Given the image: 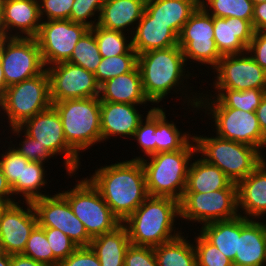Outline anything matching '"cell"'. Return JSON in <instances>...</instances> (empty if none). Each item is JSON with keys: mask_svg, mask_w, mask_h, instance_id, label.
I'll return each mask as SVG.
<instances>
[{"mask_svg": "<svg viewBox=\"0 0 266 266\" xmlns=\"http://www.w3.org/2000/svg\"><path fill=\"white\" fill-rule=\"evenodd\" d=\"M38 2L39 14L42 21L46 19L47 21L69 20L74 0H38Z\"/></svg>", "mask_w": 266, "mask_h": 266, "instance_id": "f6af8a7d", "label": "cell"}, {"mask_svg": "<svg viewBox=\"0 0 266 266\" xmlns=\"http://www.w3.org/2000/svg\"><path fill=\"white\" fill-rule=\"evenodd\" d=\"M124 266H158L152 247L130 244L124 259Z\"/></svg>", "mask_w": 266, "mask_h": 266, "instance_id": "7dc6e473", "label": "cell"}, {"mask_svg": "<svg viewBox=\"0 0 266 266\" xmlns=\"http://www.w3.org/2000/svg\"><path fill=\"white\" fill-rule=\"evenodd\" d=\"M52 106L60 115L67 144L79 156L97 142L101 143L99 97L54 102Z\"/></svg>", "mask_w": 266, "mask_h": 266, "instance_id": "8992f818", "label": "cell"}, {"mask_svg": "<svg viewBox=\"0 0 266 266\" xmlns=\"http://www.w3.org/2000/svg\"><path fill=\"white\" fill-rule=\"evenodd\" d=\"M9 130L19 138L20 134L22 136V132H25L39 141L54 156L63 154L65 162L63 165L68 176H74L80 167V156L67 144L60 115L53 106L27 119L20 126L10 127Z\"/></svg>", "mask_w": 266, "mask_h": 266, "instance_id": "9c48e42d", "label": "cell"}, {"mask_svg": "<svg viewBox=\"0 0 266 266\" xmlns=\"http://www.w3.org/2000/svg\"><path fill=\"white\" fill-rule=\"evenodd\" d=\"M11 197H13L11 186L8 184L0 166V199L9 201L11 204L15 203L16 200Z\"/></svg>", "mask_w": 266, "mask_h": 266, "instance_id": "816d5d0a", "label": "cell"}, {"mask_svg": "<svg viewBox=\"0 0 266 266\" xmlns=\"http://www.w3.org/2000/svg\"><path fill=\"white\" fill-rule=\"evenodd\" d=\"M40 227L59 229L69 236L78 247H89L92 238L88 235L84 224L78 219L67 199L58 192L32 202Z\"/></svg>", "mask_w": 266, "mask_h": 266, "instance_id": "2e32d148", "label": "cell"}, {"mask_svg": "<svg viewBox=\"0 0 266 266\" xmlns=\"http://www.w3.org/2000/svg\"><path fill=\"white\" fill-rule=\"evenodd\" d=\"M52 106L50 99L49 76L46 69L39 75L10 85L0 98V111L9 127L20 126Z\"/></svg>", "mask_w": 266, "mask_h": 266, "instance_id": "52a82bcc", "label": "cell"}, {"mask_svg": "<svg viewBox=\"0 0 266 266\" xmlns=\"http://www.w3.org/2000/svg\"><path fill=\"white\" fill-rule=\"evenodd\" d=\"M212 72L214 89H266V71L248 52L222 56Z\"/></svg>", "mask_w": 266, "mask_h": 266, "instance_id": "e0dca14e", "label": "cell"}, {"mask_svg": "<svg viewBox=\"0 0 266 266\" xmlns=\"http://www.w3.org/2000/svg\"><path fill=\"white\" fill-rule=\"evenodd\" d=\"M184 236L153 247L158 266H197L193 243Z\"/></svg>", "mask_w": 266, "mask_h": 266, "instance_id": "d6a6232c", "label": "cell"}, {"mask_svg": "<svg viewBox=\"0 0 266 266\" xmlns=\"http://www.w3.org/2000/svg\"><path fill=\"white\" fill-rule=\"evenodd\" d=\"M186 65L182 49L178 45L166 49H153L138 54L137 66L141 74L142 87L150 103L159 104L160 101L166 99L171 90L177 93L180 89L179 92L182 93L180 100L185 94L183 98L185 100L184 104L187 99L188 106L191 105V107L193 106L192 108L199 110L200 93L191 92L189 97H187V89L189 87L186 88L183 84L184 80L191 76L188 71L185 74ZM184 88H186V91H183ZM176 89L178 90L176 91ZM193 93L195 94L193 95Z\"/></svg>", "mask_w": 266, "mask_h": 266, "instance_id": "7a4b0ae2", "label": "cell"}, {"mask_svg": "<svg viewBox=\"0 0 266 266\" xmlns=\"http://www.w3.org/2000/svg\"><path fill=\"white\" fill-rule=\"evenodd\" d=\"M99 100L133 105L150 103L143 91L138 66L126 74L118 75L102 83Z\"/></svg>", "mask_w": 266, "mask_h": 266, "instance_id": "484cf974", "label": "cell"}, {"mask_svg": "<svg viewBox=\"0 0 266 266\" xmlns=\"http://www.w3.org/2000/svg\"><path fill=\"white\" fill-rule=\"evenodd\" d=\"M161 107H155V154L181 150L193 136L181 132L173 121L168 122Z\"/></svg>", "mask_w": 266, "mask_h": 266, "instance_id": "1f68e13d", "label": "cell"}, {"mask_svg": "<svg viewBox=\"0 0 266 266\" xmlns=\"http://www.w3.org/2000/svg\"><path fill=\"white\" fill-rule=\"evenodd\" d=\"M58 266H101L98 257L90 247H78Z\"/></svg>", "mask_w": 266, "mask_h": 266, "instance_id": "c3c4849f", "label": "cell"}, {"mask_svg": "<svg viewBox=\"0 0 266 266\" xmlns=\"http://www.w3.org/2000/svg\"><path fill=\"white\" fill-rule=\"evenodd\" d=\"M89 29L71 20L42 21L35 38L45 67L67 62L75 45Z\"/></svg>", "mask_w": 266, "mask_h": 266, "instance_id": "7c38bea8", "label": "cell"}, {"mask_svg": "<svg viewBox=\"0 0 266 266\" xmlns=\"http://www.w3.org/2000/svg\"><path fill=\"white\" fill-rule=\"evenodd\" d=\"M138 54L132 48L127 54L102 58L94 73L99 85L132 71L137 66Z\"/></svg>", "mask_w": 266, "mask_h": 266, "instance_id": "74e56055", "label": "cell"}, {"mask_svg": "<svg viewBox=\"0 0 266 266\" xmlns=\"http://www.w3.org/2000/svg\"><path fill=\"white\" fill-rule=\"evenodd\" d=\"M190 163L184 193H210L221 189H237L227 175L201 157Z\"/></svg>", "mask_w": 266, "mask_h": 266, "instance_id": "4316f807", "label": "cell"}, {"mask_svg": "<svg viewBox=\"0 0 266 266\" xmlns=\"http://www.w3.org/2000/svg\"><path fill=\"white\" fill-rule=\"evenodd\" d=\"M203 108L205 114L214 118L217 136L250 145L263 152L261 150L266 147V138L260 129L256 112L229 107H198L201 111Z\"/></svg>", "mask_w": 266, "mask_h": 266, "instance_id": "4fadbf2b", "label": "cell"}, {"mask_svg": "<svg viewBox=\"0 0 266 266\" xmlns=\"http://www.w3.org/2000/svg\"><path fill=\"white\" fill-rule=\"evenodd\" d=\"M180 218L201 223L202 226L216 221L237 217V189H221L210 193H183L179 201Z\"/></svg>", "mask_w": 266, "mask_h": 266, "instance_id": "8fae6325", "label": "cell"}, {"mask_svg": "<svg viewBox=\"0 0 266 266\" xmlns=\"http://www.w3.org/2000/svg\"><path fill=\"white\" fill-rule=\"evenodd\" d=\"M23 137L25 139H23L21 143L19 142L18 147L15 148L13 144L12 146L29 161L46 163L54 157V155L45 146H42L39 141L28 136L26 133H24Z\"/></svg>", "mask_w": 266, "mask_h": 266, "instance_id": "bcb514c9", "label": "cell"}, {"mask_svg": "<svg viewBox=\"0 0 266 266\" xmlns=\"http://www.w3.org/2000/svg\"><path fill=\"white\" fill-rule=\"evenodd\" d=\"M45 231L53 256L60 262L71 255L78 246L59 229L41 227Z\"/></svg>", "mask_w": 266, "mask_h": 266, "instance_id": "ee69618b", "label": "cell"}, {"mask_svg": "<svg viewBox=\"0 0 266 266\" xmlns=\"http://www.w3.org/2000/svg\"><path fill=\"white\" fill-rule=\"evenodd\" d=\"M41 22L38 0H3L1 2V35L35 38L38 35Z\"/></svg>", "mask_w": 266, "mask_h": 266, "instance_id": "d6986e66", "label": "cell"}, {"mask_svg": "<svg viewBox=\"0 0 266 266\" xmlns=\"http://www.w3.org/2000/svg\"><path fill=\"white\" fill-rule=\"evenodd\" d=\"M194 155H197L196 144L192 138L181 150L159 152L140 160L145 171L148 195L180 201Z\"/></svg>", "mask_w": 266, "mask_h": 266, "instance_id": "277c9868", "label": "cell"}, {"mask_svg": "<svg viewBox=\"0 0 266 266\" xmlns=\"http://www.w3.org/2000/svg\"><path fill=\"white\" fill-rule=\"evenodd\" d=\"M99 191L112 213L123 223L149 196L140 160L102 166L86 177Z\"/></svg>", "mask_w": 266, "mask_h": 266, "instance_id": "6da1fadb", "label": "cell"}, {"mask_svg": "<svg viewBox=\"0 0 266 266\" xmlns=\"http://www.w3.org/2000/svg\"><path fill=\"white\" fill-rule=\"evenodd\" d=\"M105 1L106 0H74L69 20L74 23L86 25L90 29L93 28L98 23L101 8ZM92 17H95L94 21ZM88 18L91 20L88 21Z\"/></svg>", "mask_w": 266, "mask_h": 266, "instance_id": "b9f144b4", "label": "cell"}, {"mask_svg": "<svg viewBox=\"0 0 266 266\" xmlns=\"http://www.w3.org/2000/svg\"><path fill=\"white\" fill-rule=\"evenodd\" d=\"M73 189L61 192L75 216L84 224L88 235L95 238L113 231L121 222L112 213L99 191L84 178Z\"/></svg>", "mask_w": 266, "mask_h": 266, "instance_id": "ba28073f", "label": "cell"}, {"mask_svg": "<svg viewBox=\"0 0 266 266\" xmlns=\"http://www.w3.org/2000/svg\"><path fill=\"white\" fill-rule=\"evenodd\" d=\"M137 54L178 45V35L166 23L153 21L145 11L130 37Z\"/></svg>", "mask_w": 266, "mask_h": 266, "instance_id": "d4e9b609", "label": "cell"}, {"mask_svg": "<svg viewBox=\"0 0 266 266\" xmlns=\"http://www.w3.org/2000/svg\"><path fill=\"white\" fill-rule=\"evenodd\" d=\"M44 164L43 162L32 161L28 164H23L22 181H16L11 186L13 195L19 194V196L24 197L25 201L23 200L22 204L48 196V194L42 193L43 191L40 192L41 188H44L48 183V179H45V172L47 171Z\"/></svg>", "mask_w": 266, "mask_h": 266, "instance_id": "836d02e7", "label": "cell"}, {"mask_svg": "<svg viewBox=\"0 0 266 266\" xmlns=\"http://www.w3.org/2000/svg\"><path fill=\"white\" fill-rule=\"evenodd\" d=\"M7 87L8 86L6 85L3 68H2L1 63H0V98L4 95Z\"/></svg>", "mask_w": 266, "mask_h": 266, "instance_id": "11a10c76", "label": "cell"}, {"mask_svg": "<svg viewBox=\"0 0 266 266\" xmlns=\"http://www.w3.org/2000/svg\"><path fill=\"white\" fill-rule=\"evenodd\" d=\"M178 218L179 201L170 197L148 196L123 224L131 244L153 248L182 234V231H176V227L174 230Z\"/></svg>", "mask_w": 266, "mask_h": 266, "instance_id": "3957f363", "label": "cell"}, {"mask_svg": "<svg viewBox=\"0 0 266 266\" xmlns=\"http://www.w3.org/2000/svg\"><path fill=\"white\" fill-rule=\"evenodd\" d=\"M247 52L266 71V31H255Z\"/></svg>", "mask_w": 266, "mask_h": 266, "instance_id": "681fc988", "label": "cell"}, {"mask_svg": "<svg viewBox=\"0 0 266 266\" xmlns=\"http://www.w3.org/2000/svg\"><path fill=\"white\" fill-rule=\"evenodd\" d=\"M11 203L9 201L6 200H2L0 199V221H1V217L3 212L6 210V208L10 205Z\"/></svg>", "mask_w": 266, "mask_h": 266, "instance_id": "6f0895ef", "label": "cell"}, {"mask_svg": "<svg viewBox=\"0 0 266 266\" xmlns=\"http://www.w3.org/2000/svg\"><path fill=\"white\" fill-rule=\"evenodd\" d=\"M130 244L128 230L121 223L113 231L92 238L89 247L98 257L101 266H124Z\"/></svg>", "mask_w": 266, "mask_h": 266, "instance_id": "f1b7e54d", "label": "cell"}, {"mask_svg": "<svg viewBox=\"0 0 266 266\" xmlns=\"http://www.w3.org/2000/svg\"><path fill=\"white\" fill-rule=\"evenodd\" d=\"M145 3L146 0H106L101 8L97 25L124 33L130 29L128 32L132 35L135 30L134 25H137L142 18Z\"/></svg>", "mask_w": 266, "mask_h": 266, "instance_id": "cb8c5ba5", "label": "cell"}, {"mask_svg": "<svg viewBox=\"0 0 266 266\" xmlns=\"http://www.w3.org/2000/svg\"><path fill=\"white\" fill-rule=\"evenodd\" d=\"M11 255L0 250V266H10Z\"/></svg>", "mask_w": 266, "mask_h": 266, "instance_id": "9f6ffc18", "label": "cell"}, {"mask_svg": "<svg viewBox=\"0 0 266 266\" xmlns=\"http://www.w3.org/2000/svg\"><path fill=\"white\" fill-rule=\"evenodd\" d=\"M137 106L126 103L100 101L102 142L113 136L132 138L144 117ZM137 109V110H136ZM130 136V137H129Z\"/></svg>", "mask_w": 266, "mask_h": 266, "instance_id": "ffe728a7", "label": "cell"}, {"mask_svg": "<svg viewBox=\"0 0 266 266\" xmlns=\"http://www.w3.org/2000/svg\"><path fill=\"white\" fill-rule=\"evenodd\" d=\"M200 5L213 17H237L252 23L254 15L252 0H200Z\"/></svg>", "mask_w": 266, "mask_h": 266, "instance_id": "e575fe53", "label": "cell"}, {"mask_svg": "<svg viewBox=\"0 0 266 266\" xmlns=\"http://www.w3.org/2000/svg\"><path fill=\"white\" fill-rule=\"evenodd\" d=\"M260 221V222H259ZM233 266L266 265V223L240 216V237Z\"/></svg>", "mask_w": 266, "mask_h": 266, "instance_id": "44dd1931", "label": "cell"}, {"mask_svg": "<svg viewBox=\"0 0 266 266\" xmlns=\"http://www.w3.org/2000/svg\"><path fill=\"white\" fill-rule=\"evenodd\" d=\"M146 112H148L147 115L140 122L132 137V140L134 139L139 143L137 145L144 152V156H138L131 160H142L145 156L149 157L155 154V107L151 106L150 110Z\"/></svg>", "mask_w": 266, "mask_h": 266, "instance_id": "60d3db41", "label": "cell"}, {"mask_svg": "<svg viewBox=\"0 0 266 266\" xmlns=\"http://www.w3.org/2000/svg\"><path fill=\"white\" fill-rule=\"evenodd\" d=\"M90 30L95 35L102 58L127 54L133 48L132 40L129 41L124 32L108 30L97 24Z\"/></svg>", "mask_w": 266, "mask_h": 266, "instance_id": "d590c367", "label": "cell"}, {"mask_svg": "<svg viewBox=\"0 0 266 266\" xmlns=\"http://www.w3.org/2000/svg\"><path fill=\"white\" fill-rule=\"evenodd\" d=\"M102 60L94 33L89 29L77 42L70 59L71 64L95 73Z\"/></svg>", "mask_w": 266, "mask_h": 266, "instance_id": "8d00e7d4", "label": "cell"}, {"mask_svg": "<svg viewBox=\"0 0 266 266\" xmlns=\"http://www.w3.org/2000/svg\"><path fill=\"white\" fill-rule=\"evenodd\" d=\"M256 115L263 136L266 138V95L262 99L260 105L257 107Z\"/></svg>", "mask_w": 266, "mask_h": 266, "instance_id": "db71d44e", "label": "cell"}, {"mask_svg": "<svg viewBox=\"0 0 266 266\" xmlns=\"http://www.w3.org/2000/svg\"><path fill=\"white\" fill-rule=\"evenodd\" d=\"M252 26L255 31H266V1L254 4Z\"/></svg>", "mask_w": 266, "mask_h": 266, "instance_id": "f907efd6", "label": "cell"}, {"mask_svg": "<svg viewBox=\"0 0 266 266\" xmlns=\"http://www.w3.org/2000/svg\"><path fill=\"white\" fill-rule=\"evenodd\" d=\"M51 103L99 97L100 85L94 73L83 67L61 62L46 67Z\"/></svg>", "mask_w": 266, "mask_h": 266, "instance_id": "9a60e30c", "label": "cell"}, {"mask_svg": "<svg viewBox=\"0 0 266 266\" xmlns=\"http://www.w3.org/2000/svg\"><path fill=\"white\" fill-rule=\"evenodd\" d=\"M10 146L4 154H0V166L8 184L12 186L16 181H22L23 164L30 161Z\"/></svg>", "mask_w": 266, "mask_h": 266, "instance_id": "7bdbcfd3", "label": "cell"}, {"mask_svg": "<svg viewBox=\"0 0 266 266\" xmlns=\"http://www.w3.org/2000/svg\"><path fill=\"white\" fill-rule=\"evenodd\" d=\"M200 0H146L145 12L153 21L166 23L179 36Z\"/></svg>", "mask_w": 266, "mask_h": 266, "instance_id": "83f0119b", "label": "cell"}, {"mask_svg": "<svg viewBox=\"0 0 266 266\" xmlns=\"http://www.w3.org/2000/svg\"><path fill=\"white\" fill-rule=\"evenodd\" d=\"M10 266H47L23 254L11 255Z\"/></svg>", "mask_w": 266, "mask_h": 266, "instance_id": "f5cc1de1", "label": "cell"}, {"mask_svg": "<svg viewBox=\"0 0 266 266\" xmlns=\"http://www.w3.org/2000/svg\"><path fill=\"white\" fill-rule=\"evenodd\" d=\"M10 204L0 221V250L9 254H22L31 232L38 225V218L32 202ZM24 207V209H23Z\"/></svg>", "mask_w": 266, "mask_h": 266, "instance_id": "ac0fdd59", "label": "cell"}, {"mask_svg": "<svg viewBox=\"0 0 266 266\" xmlns=\"http://www.w3.org/2000/svg\"><path fill=\"white\" fill-rule=\"evenodd\" d=\"M238 212L247 219L266 215V158L246 178L237 184Z\"/></svg>", "mask_w": 266, "mask_h": 266, "instance_id": "603a6c76", "label": "cell"}, {"mask_svg": "<svg viewBox=\"0 0 266 266\" xmlns=\"http://www.w3.org/2000/svg\"><path fill=\"white\" fill-rule=\"evenodd\" d=\"M197 235L193 242L197 266H233L232 261L200 232Z\"/></svg>", "mask_w": 266, "mask_h": 266, "instance_id": "ab89813d", "label": "cell"}, {"mask_svg": "<svg viewBox=\"0 0 266 266\" xmlns=\"http://www.w3.org/2000/svg\"><path fill=\"white\" fill-rule=\"evenodd\" d=\"M266 0H252V2L254 4H258V3H261V2H265Z\"/></svg>", "mask_w": 266, "mask_h": 266, "instance_id": "91938a15", "label": "cell"}, {"mask_svg": "<svg viewBox=\"0 0 266 266\" xmlns=\"http://www.w3.org/2000/svg\"><path fill=\"white\" fill-rule=\"evenodd\" d=\"M213 16L201 5L192 13L178 36L186 64L189 59L210 65L213 70L222 58L214 40Z\"/></svg>", "mask_w": 266, "mask_h": 266, "instance_id": "30bf717a", "label": "cell"}, {"mask_svg": "<svg viewBox=\"0 0 266 266\" xmlns=\"http://www.w3.org/2000/svg\"><path fill=\"white\" fill-rule=\"evenodd\" d=\"M6 85L41 74L45 69L36 38L6 37L1 57Z\"/></svg>", "mask_w": 266, "mask_h": 266, "instance_id": "5bb4252c", "label": "cell"}, {"mask_svg": "<svg viewBox=\"0 0 266 266\" xmlns=\"http://www.w3.org/2000/svg\"><path fill=\"white\" fill-rule=\"evenodd\" d=\"M214 40L221 56L241 54L253 38L252 23L237 17H213Z\"/></svg>", "mask_w": 266, "mask_h": 266, "instance_id": "7402d4cb", "label": "cell"}, {"mask_svg": "<svg viewBox=\"0 0 266 266\" xmlns=\"http://www.w3.org/2000/svg\"><path fill=\"white\" fill-rule=\"evenodd\" d=\"M215 92L214 96L211 93L210 96L201 93L198 107H229L247 112H256L257 107L266 95V89H247L244 91L215 89Z\"/></svg>", "mask_w": 266, "mask_h": 266, "instance_id": "f546056e", "label": "cell"}, {"mask_svg": "<svg viewBox=\"0 0 266 266\" xmlns=\"http://www.w3.org/2000/svg\"><path fill=\"white\" fill-rule=\"evenodd\" d=\"M22 254L47 266L59 265V261L53 256L45 231L39 225L31 232Z\"/></svg>", "mask_w": 266, "mask_h": 266, "instance_id": "f35d334b", "label": "cell"}, {"mask_svg": "<svg viewBox=\"0 0 266 266\" xmlns=\"http://www.w3.org/2000/svg\"><path fill=\"white\" fill-rule=\"evenodd\" d=\"M193 139L196 153L202 154V159L218 167L235 184L253 172L265 158L257 148L217 135H194Z\"/></svg>", "mask_w": 266, "mask_h": 266, "instance_id": "5b68a950", "label": "cell"}, {"mask_svg": "<svg viewBox=\"0 0 266 266\" xmlns=\"http://www.w3.org/2000/svg\"><path fill=\"white\" fill-rule=\"evenodd\" d=\"M197 231H200L222 254L234 261L240 237V215L233 219L205 224Z\"/></svg>", "mask_w": 266, "mask_h": 266, "instance_id": "4dcf8cb0", "label": "cell"}, {"mask_svg": "<svg viewBox=\"0 0 266 266\" xmlns=\"http://www.w3.org/2000/svg\"><path fill=\"white\" fill-rule=\"evenodd\" d=\"M4 44H5V36L0 34V63H1V57L4 50Z\"/></svg>", "mask_w": 266, "mask_h": 266, "instance_id": "680465c9", "label": "cell"}]
</instances>
